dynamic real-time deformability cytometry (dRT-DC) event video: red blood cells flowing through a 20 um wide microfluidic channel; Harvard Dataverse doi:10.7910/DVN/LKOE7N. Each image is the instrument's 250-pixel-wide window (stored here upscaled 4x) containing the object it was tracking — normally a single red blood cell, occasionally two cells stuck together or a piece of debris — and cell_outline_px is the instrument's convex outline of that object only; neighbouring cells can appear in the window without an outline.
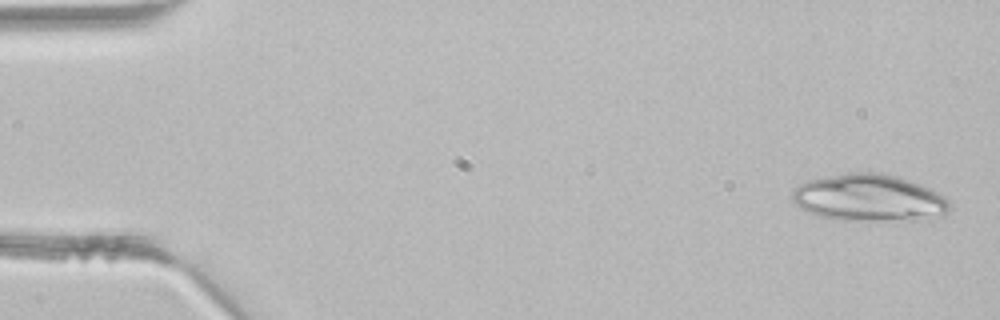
{"species": "common noctule bat (a hibernating species)", "species_latin": "Nyctalus noctula", "temperature_condition": "room temperature", "stored_images_in_passage": 3, "camera_frame_rate_fps": 3000, "um_per_image_px": 0.085, "animal": {"sex": "male", "body_mass_g": 21.5, "forearm_length_mm": 52.0}, "frame": {"image": 1, "passage_image": 1, "time_ms": 0.0, "image_size_px": [1000, 320], "cell_outline_px": [[952, 208], [944, 216], [912, 220], [836, 220], [820, 216], [808, 212], [800, 208], [792, 200], [792, 192], [800, 184], [808, 180], [848, 172], [880, 172], [896, 176], [932, 188], [944, 196], [948, 200]], "centroid_in_image_um": [73.91, 16.82], "position_along_channel_um": 11.1, "area_um2": 43.41}}